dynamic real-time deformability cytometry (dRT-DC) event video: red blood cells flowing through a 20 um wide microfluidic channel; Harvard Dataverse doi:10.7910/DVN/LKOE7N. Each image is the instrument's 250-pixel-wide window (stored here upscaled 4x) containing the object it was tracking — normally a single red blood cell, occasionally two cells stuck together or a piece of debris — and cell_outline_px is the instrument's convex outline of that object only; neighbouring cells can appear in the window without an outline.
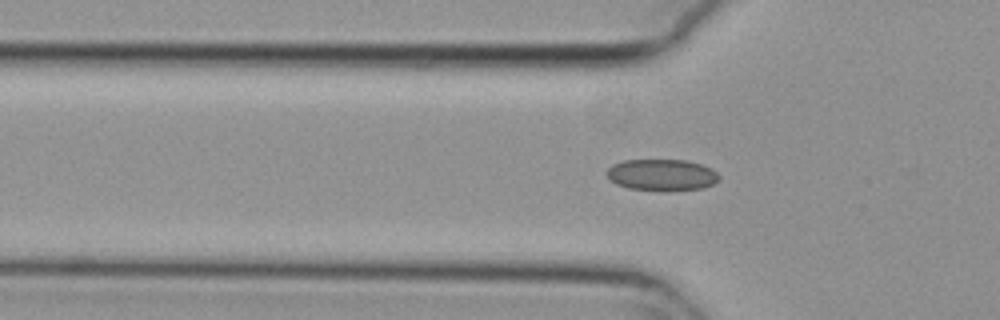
{"species": "common noctule bat (a hibernating species)", "species_latin": "Nyctalus noctula", "temperature_condition": "cold", "stored_images_in_passage": 42, "camera_frame_rate_fps": 3000, "um_per_image_px": 0.085, "animal": {"sex": "female", "body_mass_g": 29.2, "forearm_length_mm": 56.3}, "frame": {"image": 1, "passage_image": 7, "time_ms": 2.0, "image_size_px": [1000, 320], "cell_outline_px": [[720, 180], [712, 184], [700, 188], [668, 192], [628, 188], [616, 184], [604, 172], [612, 164], [624, 160], [688, 160], [712, 168], [720, 176]], "centroid_in_image_um": [56.26, 14.87], "position_along_channel_um": 69.5, "area_um2": 20.92}}
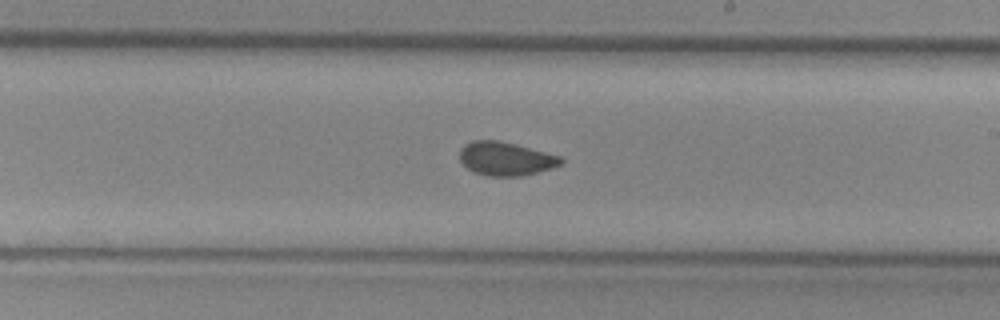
{"frame": {"image": 2, "passage_image": 21, "time_ms": 6.667, "image_size_px": [1000, 320], "cell_outline_px": [[564, 160], [560, 164], [552, 168], [520, 176], [488, 176], [472, 172], [460, 160], [460, 148], [464, 144], [472, 140], [500, 140], [560, 156]], "centroid_in_image_um": [42.95, 13.48], "position_along_channel_um": 246.1, "area_um2": 19.77}}
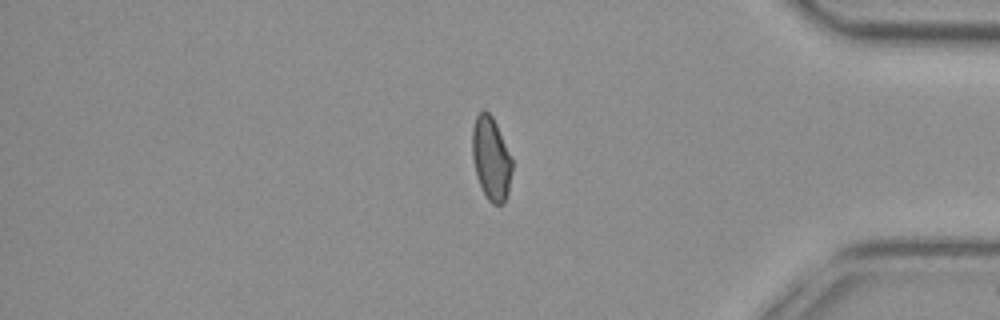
{"frame": {"image": 3, "passage_image": 35, "time_ms": 11.333, "image_size_px": [1000, 320], "cell_outline_px": [[512, 172], [508, 192], [504, 204], [492, 204], [488, 200], [476, 176], [472, 156], [472, 128], [476, 116], [484, 108], [492, 116], [496, 124], [512, 160]], "centroid_in_image_um": [41.73, 13.48], "position_along_channel_um": 393.5, "area_um2": 19.25}, "authors_computed_cell_mechanics": {"area_um2": 19.941, "velocity_mm_per_s": 3.7736, "shape_relaxation_time_tau1_ms": null, "shape_relaxation_time_tau2_ms": 2.0064, "deformation_change_tau1": null, "deformation_change_tau2": 0.0408}}